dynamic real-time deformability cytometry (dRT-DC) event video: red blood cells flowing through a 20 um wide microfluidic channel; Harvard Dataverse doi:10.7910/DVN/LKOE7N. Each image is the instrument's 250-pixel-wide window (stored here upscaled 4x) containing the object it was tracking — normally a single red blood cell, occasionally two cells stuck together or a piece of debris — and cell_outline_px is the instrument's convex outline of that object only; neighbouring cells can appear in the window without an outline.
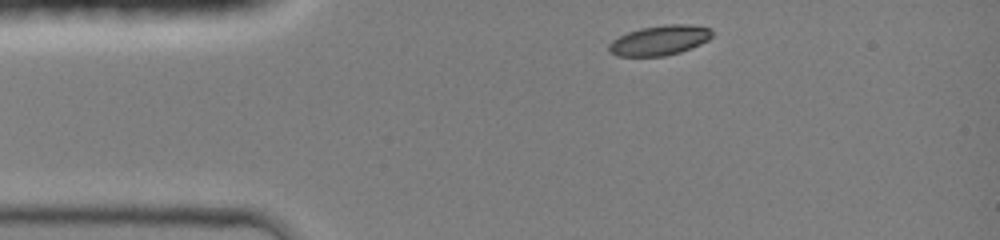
{"species": "common noctule bat (a hibernating species)", "species_latin": "Nyctalus noctula", "temperature_condition": "room temperature", "stored_images_in_passage": 4, "camera_frame_rate_fps": 3000, "um_per_image_px": 0.085, "animal": {"sex": "female", "body_mass_g": 19.0, "forearm_length_mm": 51.5}, "frame": {"image": 1, "passage_image": 1, "time_ms": 0.0, "image_size_px": [1000, 240], "cell_outline_px": [[712, 36], [708, 40], [700, 44], [680, 52], [664, 56], [616, 56], [608, 52], [608, 44], [612, 40], [628, 32], [640, 28], [664, 24], [688, 24], [712, 28]], "centroid_in_image_um": [56.05, 3.42], "position_along_channel_um": 28.9, "area_um2": 18.09}}